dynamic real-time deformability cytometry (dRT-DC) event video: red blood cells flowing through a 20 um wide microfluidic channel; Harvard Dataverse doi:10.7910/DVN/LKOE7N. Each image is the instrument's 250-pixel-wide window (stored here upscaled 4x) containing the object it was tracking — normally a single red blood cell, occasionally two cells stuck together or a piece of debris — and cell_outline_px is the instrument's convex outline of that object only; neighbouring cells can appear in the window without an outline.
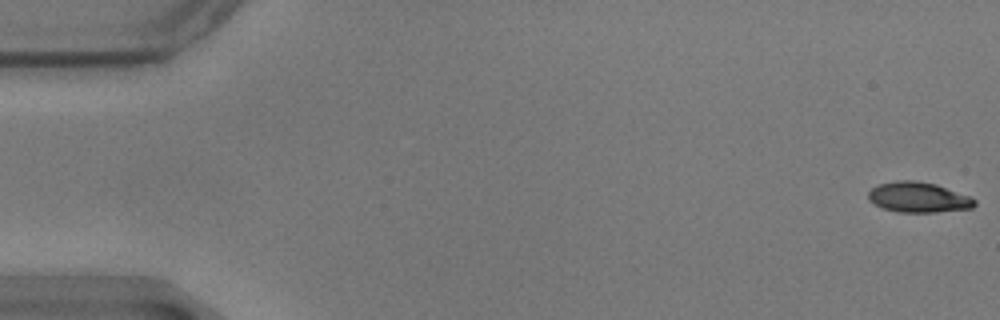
{"species": "common noctule bat (a hibernating species)", "species_latin": "Nyctalus noctula", "temperature_condition": "warm", "stored_images_in_passage": 13, "camera_frame_rate_fps": 3000, "um_per_image_px": 0.085, "animal": {"sex": "male", "body_mass_g": 17.9}, "frame": {"image": 1, "passage_image": 1, "time_ms": 0.0, "image_size_px": [1000, 320], "cell_outline_px": [[976, 204], [972, 208], [936, 212], [896, 212], [884, 208], [868, 200], [868, 192], [872, 188], [880, 184], [896, 180], [916, 180], [936, 184], [968, 196], [976, 200]], "centroid_in_image_um": [78.05, 16.77], "position_along_channel_um": 7.0, "area_um2": 18.67}}